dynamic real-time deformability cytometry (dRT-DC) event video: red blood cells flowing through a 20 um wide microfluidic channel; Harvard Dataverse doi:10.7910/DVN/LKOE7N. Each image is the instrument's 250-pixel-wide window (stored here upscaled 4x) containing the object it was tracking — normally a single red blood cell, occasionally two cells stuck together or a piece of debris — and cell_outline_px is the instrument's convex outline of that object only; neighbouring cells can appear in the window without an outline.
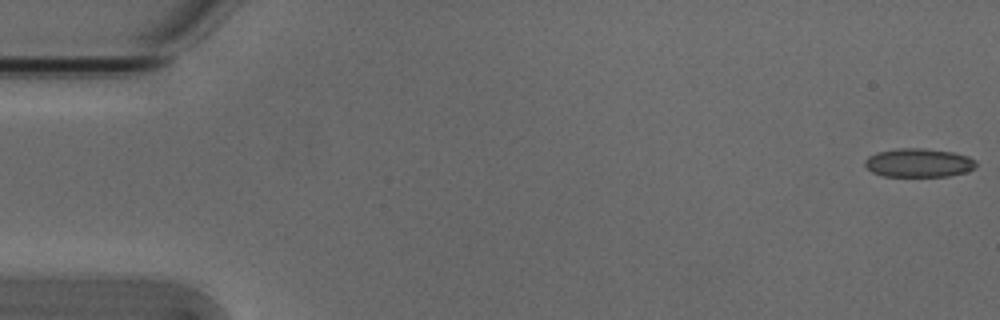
{"species": "Egyptian fruit bat (a non-hibernating species)", "species_latin": "Rousettus aegyptiacus", "temperature_condition": "cold", "stored_images_in_passage": 5, "camera_frame_rate_fps": 3000, "um_per_image_px": 0.085, "animal": {"sex": "male"}, "frame": {"image": 1, "passage_image": 1, "time_ms": 0.0, "image_size_px": [1000, 320], "cell_outline_px": [[976, 164], [972, 168], [964, 172], [948, 176], [884, 176], [872, 172], [864, 164], [864, 160], [868, 156], [876, 152], [900, 148], [924, 148], [952, 152], [968, 156], [976, 160]], "centroid_in_image_um": [78.05, 13.83], "position_along_channel_um": 6.9, "area_um2": 18.5}}